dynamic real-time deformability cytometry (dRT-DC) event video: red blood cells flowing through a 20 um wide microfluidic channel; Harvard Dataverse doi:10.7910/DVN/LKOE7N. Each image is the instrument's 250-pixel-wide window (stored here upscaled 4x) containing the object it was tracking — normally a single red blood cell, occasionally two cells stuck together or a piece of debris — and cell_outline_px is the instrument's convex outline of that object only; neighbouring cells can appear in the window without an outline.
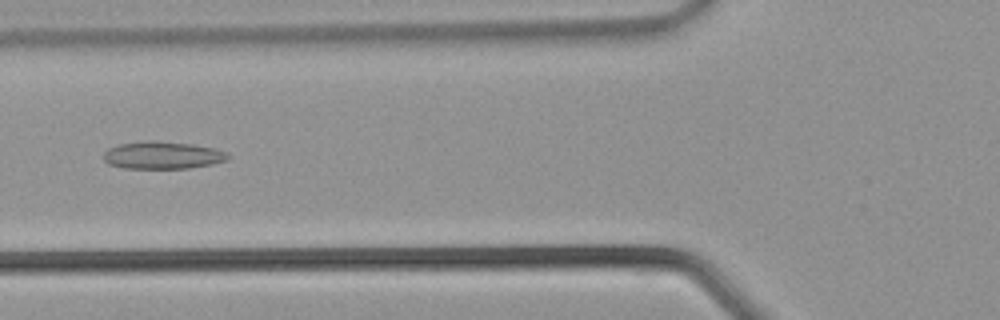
{"species": "common noctule bat (a hibernating species)", "species_latin": "Nyctalus noctula", "temperature_condition": "warm", "stored_images_in_passage": 26, "camera_frame_rate_fps": 3000, "um_per_image_px": 0.085, "animal": {"sex": "male", "body_mass_g": 21.5, "forearm_length_mm": 52.0}, "frame": {"image": 1, "passage_image": 4, "time_ms": 1.0, "image_size_px": [1000, 320], "cell_outline_px": [[228, 160], [212, 164], [188, 168], [124, 168], [108, 164], [104, 160], [104, 152], [108, 148], [116, 144], [148, 140], [156, 140], [192, 144], [216, 148], [224, 152], [228, 156]], "centroid_in_image_um": [13.78, 13.18], "position_along_channel_um": 112.0, "area_um2": 20.0}}
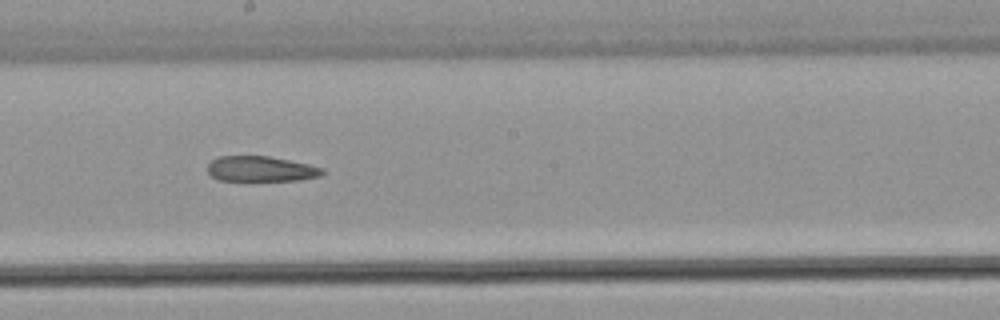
{"frame": {"image": 2, "passage_image": 10, "time_ms": 3.0, "image_size_px": [1000, 320], "cell_outline_px": [[324, 172], [320, 176], [300, 180], [216, 180], [208, 172], [208, 164], [212, 160], [220, 156], [268, 156], [308, 164], [324, 168]], "centroid_in_image_um": [22.17, 14.35], "position_along_channel_um": 226.0, "area_um2": 16.82}}
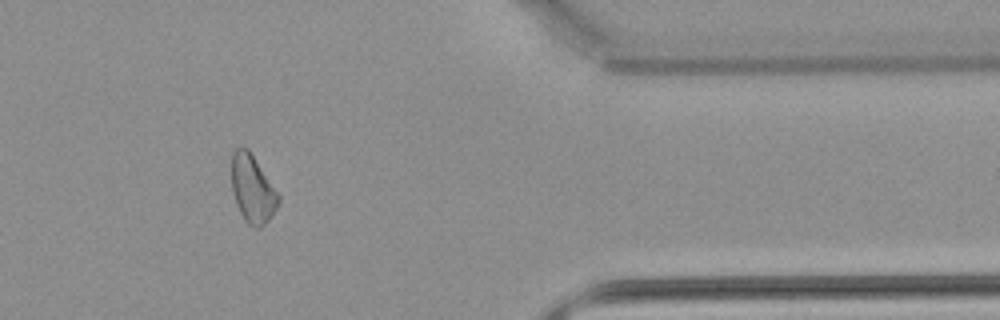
{"frame": {"image": 3, "passage_image": 20, "time_ms": 6.333, "image_size_px": [1000, 320], "cell_outline_px": [[280, 200], [276, 208], [268, 220], [260, 228], [256, 228], [248, 224], [244, 220], [236, 204], [232, 192], [232, 152], [236, 148], [248, 148], [280, 196]], "centroid_in_image_um": [21.45, 16.07], "position_along_channel_um": 389.9, "area_um2": 18.32}}